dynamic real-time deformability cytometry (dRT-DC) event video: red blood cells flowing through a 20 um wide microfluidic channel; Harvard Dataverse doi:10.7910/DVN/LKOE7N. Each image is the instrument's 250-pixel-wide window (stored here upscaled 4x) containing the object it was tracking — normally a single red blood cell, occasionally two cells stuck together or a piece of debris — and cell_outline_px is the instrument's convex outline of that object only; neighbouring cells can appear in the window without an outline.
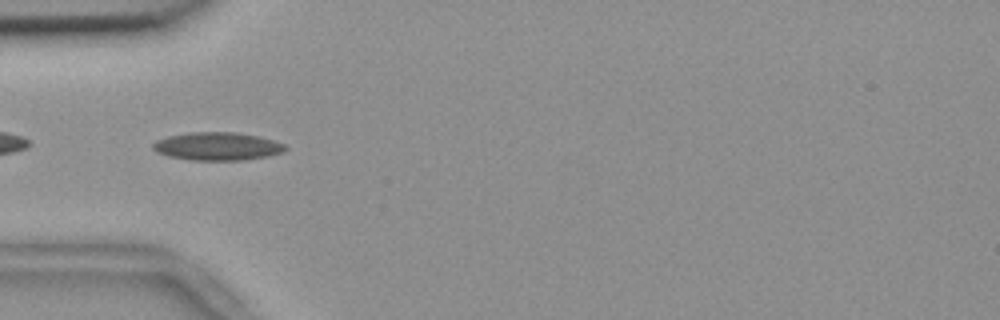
{"species": "common noctule bat (a hibernating species)", "species_latin": "Nyctalus noctula", "temperature_condition": "room temperature", "stored_images_in_passage": 43, "camera_frame_rate_fps": 3000, "um_per_image_px": 0.085, "animal": {"sex": "female", "body_mass_g": 18.4}, "frame": {"image": 1, "passage_image": 5, "time_ms": 1.333, "image_size_px": [1000, 320], "cell_outline_px": [[288, 148], [284, 152], [268, 156], [244, 160], [192, 160], [168, 156], [156, 152], [152, 148], [152, 144], [156, 140], [168, 136], [188, 132], [236, 132], [260, 136], [284, 144]], "centroid_in_image_um": [18.48, 12.43], "position_along_channel_um": 66.5, "area_um2": 21.79}}
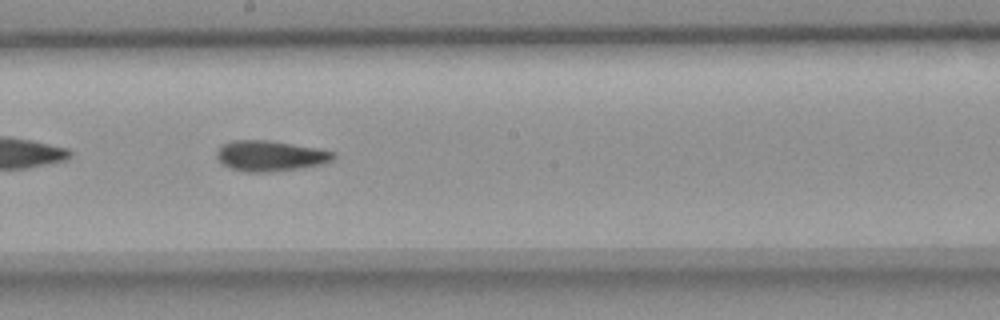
{"frame": {"image": 2, "passage_image": 18, "time_ms": 5.667, "image_size_px": [1000, 320], "cell_outline_px": [[336, 156], [332, 160], [320, 164], [296, 168], [268, 172], [244, 172], [232, 168], [224, 164], [216, 156], [216, 152], [220, 144], [232, 140], [268, 140], [316, 148], [332, 152]], "centroid_in_image_um": [22.9, 13.23], "position_along_channel_um": 225.3, "area_um2": 20.46}}
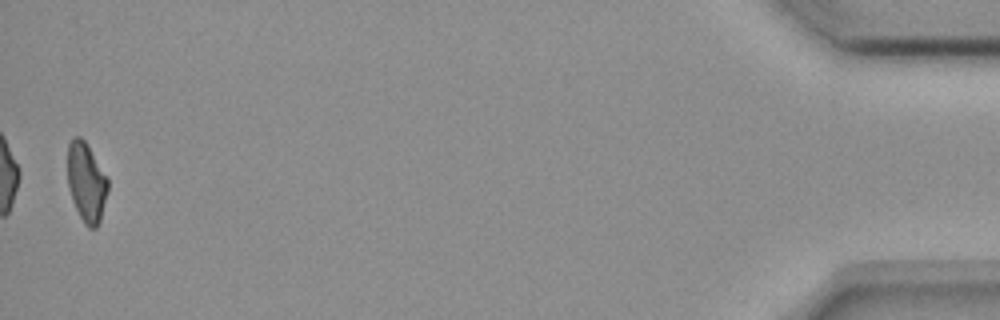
{"frame": {"image": 3, "passage_image": 42, "time_ms": 13.667, "image_size_px": [1000, 320], "cell_outline_px": [[108, 192], [100, 220], [96, 228], [88, 228], [84, 224], [72, 200], [68, 188], [68, 144], [76, 136], [80, 136], [84, 140], [108, 176]], "centroid_in_image_um": [7.36, 15.5], "position_along_channel_um": 427.8, "area_um2": 18.67}, "authors_computed_cell_mechanics": {"area_um2": 19.9988, "velocity_mm_per_s": 3.6888, "shape_relaxation_time_tau1_ms": null, "shape_relaxation_time_tau2_ms": 5.1618, "deformation_change_tau1": null, "deformation_change_tau2": 0.1052}}